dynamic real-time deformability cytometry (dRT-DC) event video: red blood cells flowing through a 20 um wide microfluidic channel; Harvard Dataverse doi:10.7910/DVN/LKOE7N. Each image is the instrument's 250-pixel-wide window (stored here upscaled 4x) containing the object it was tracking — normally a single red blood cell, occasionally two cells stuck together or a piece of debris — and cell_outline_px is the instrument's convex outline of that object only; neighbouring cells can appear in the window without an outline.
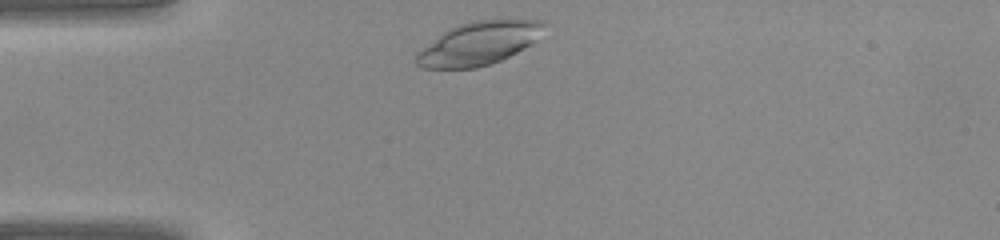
{"species": "common noctule bat (a hibernating species)", "species_latin": "Nyctalus noctula", "temperature_condition": "warm", "stored_images_in_passage": 31, "camera_frame_rate_fps": 3000, "um_per_image_px": 0.085, "animal": {"sex": "female", "body_mass_g": 22.0, "forearm_length_mm": 56.7}, "frame": {"image": 1, "passage_image": 1, "time_ms": 0.0, "image_size_px": [1000, 240], "cell_outline_px": [[544, 24], [532, 40], [528, 44], [516, 52], [492, 64], [476, 68], [420, 68], [412, 60], [416, 52], [444, 32], [460, 24], [476, 20], [540, 20]], "centroid_in_image_um": [40.56, 3.72], "position_along_channel_um": 44.4, "area_um2": 31.27}}
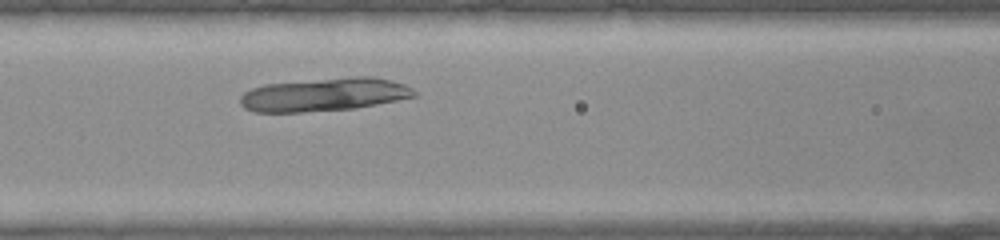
{"frame": {"image": 2, "passage_image": 8, "time_ms": 2.333, "image_size_px": [1000, 240], "cell_outline_px": [[416, 96], [356, 108], [304, 112], [252, 112], [244, 108], [240, 104], [240, 96], [244, 92], [252, 88], [264, 84], [352, 76], [372, 76], [392, 80], [404, 84], [412, 88], [416, 92]], "centroid_in_image_um": [27.54, 8.03], "position_along_channel_um": 139.1, "area_um2": 33.87}}